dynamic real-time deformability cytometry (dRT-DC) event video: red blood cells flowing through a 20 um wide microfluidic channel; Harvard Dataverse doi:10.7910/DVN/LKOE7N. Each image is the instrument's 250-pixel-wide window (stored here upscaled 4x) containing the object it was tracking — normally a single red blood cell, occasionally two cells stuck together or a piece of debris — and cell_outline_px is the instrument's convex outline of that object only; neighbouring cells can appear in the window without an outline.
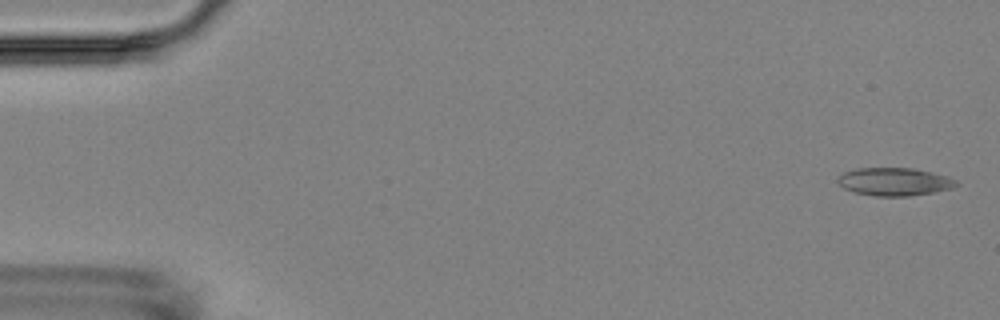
{"species": "Egyptian fruit bat (a non-hibernating species)", "species_latin": "Rousettus aegyptiacus", "temperature_condition": "room temperature", "stored_images_in_passage": 5, "camera_frame_rate_fps": 3000, "um_per_image_px": 0.085, "animal": {"sex": "female"}, "frame": {"image": 1, "passage_image": 1, "time_ms": 0.0, "image_size_px": [1000, 320], "cell_outline_px": [[960, 184], [952, 188], [932, 192], [908, 196], [876, 196], [856, 192], [844, 188], [836, 180], [844, 172], [856, 168], [912, 168], [932, 172], [948, 176], [956, 180]], "centroid_in_image_um": [76.05, 15.44], "position_along_channel_um": 9.0, "area_um2": 19.19}}
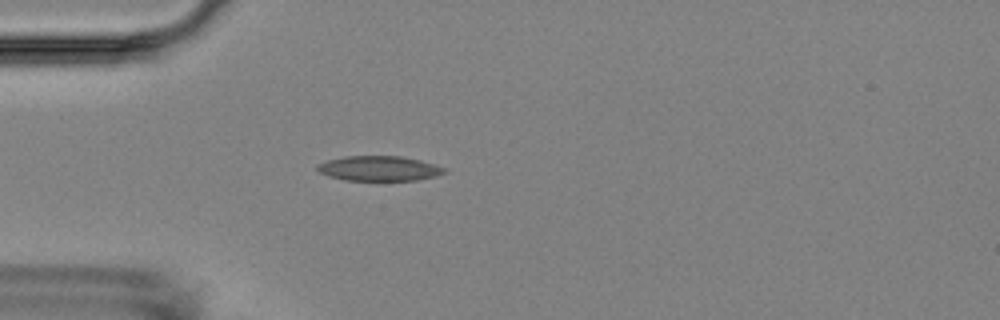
{"frame": {"image": 2, "passage_image": 5, "time_ms": 4.667, "image_size_px": [1000, 320], "cell_outline_px": [[448, 172], [436, 176], [416, 180], [344, 180], [328, 176], [320, 172], [316, 168], [316, 164], [328, 160], [344, 156], [400, 156], [420, 160], [448, 168]], "centroid_in_image_um": [32.24, 14.31], "position_along_channel_um": 52.8, "area_um2": 18.55}}